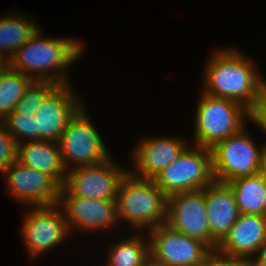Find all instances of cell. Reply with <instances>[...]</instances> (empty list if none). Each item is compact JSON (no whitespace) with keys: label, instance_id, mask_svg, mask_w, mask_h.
Segmentation results:
<instances>
[{"label":"cell","instance_id":"1","mask_svg":"<svg viewBox=\"0 0 266 266\" xmlns=\"http://www.w3.org/2000/svg\"><path fill=\"white\" fill-rule=\"evenodd\" d=\"M211 57L205 69L203 92L240 103L252 112L266 90V80L254 69L255 64L235 47L217 49Z\"/></svg>","mask_w":266,"mask_h":266},{"label":"cell","instance_id":"2","mask_svg":"<svg viewBox=\"0 0 266 266\" xmlns=\"http://www.w3.org/2000/svg\"><path fill=\"white\" fill-rule=\"evenodd\" d=\"M39 30L18 49L7 64L33 81L69 84L67 68L80 58L83 44L71 37L43 38Z\"/></svg>","mask_w":266,"mask_h":266},{"label":"cell","instance_id":"3","mask_svg":"<svg viewBox=\"0 0 266 266\" xmlns=\"http://www.w3.org/2000/svg\"><path fill=\"white\" fill-rule=\"evenodd\" d=\"M167 199L153 179L137 178L128 172L117 193V219L138 229L166 224Z\"/></svg>","mask_w":266,"mask_h":266},{"label":"cell","instance_id":"4","mask_svg":"<svg viewBox=\"0 0 266 266\" xmlns=\"http://www.w3.org/2000/svg\"><path fill=\"white\" fill-rule=\"evenodd\" d=\"M198 102L193 142L212 148L217 142L240 132L251 112L235 101L210 96L203 92Z\"/></svg>","mask_w":266,"mask_h":266},{"label":"cell","instance_id":"5","mask_svg":"<svg viewBox=\"0 0 266 266\" xmlns=\"http://www.w3.org/2000/svg\"><path fill=\"white\" fill-rule=\"evenodd\" d=\"M153 180L167 196L205 188L214 181L211 148L187 147Z\"/></svg>","mask_w":266,"mask_h":266},{"label":"cell","instance_id":"6","mask_svg":"<svg viewBox=\"0 0 266 266\" xmlns=\"http://www.w3.org/2000/svg\"><path fill=\"white\" fill-rule=\"evenodd\" d=\"M58 144L67 170L98 164L111 157L84 106L69 121Z\"/></svg>","mask_w":266,"mask_h":266},{"label":"cell","instance_id":"7","mask_svg":"<svg viewBox=\"0 0 266 266\" xmlns=\"http://www.w3.org/2000/svg\"><path fill=\"white\" fill-rule=\"evenodd\" d=\"M245 128L211 148L214 181L228 183L258 173L261 148L256 146Z\"/></svg>","mask_w":266,"mask_h":266},{"label":"cell","instance_id":"8","mask_svg":"<svg viewBox=\"0 0 266 266\" xmlns=\"http://www.w3.org/2000/svg\"><path fill=\"white\" fill-rule=\"evenodd\" d=\"M128 172L109 157L98 164L70 168L63 187L77 197L116 201L121 180Z\"/></svg>","mask_w":266,"mask_h":266},{"label":"cell","instance_id":"9","mask_svg":"<svg viewBox=\"0 0 266 266\" xmlns=\"http://www.w3.org/2000/svg\"><path fill=\"white\" fill-rule=\"evenodd\" d=\"M25 216L22 235L31 258L63 243L70 230L58 204L32 207Z\"/></svg>","mask_w":266,"mask_h":266},{"label":"cell","instance_id":"10","mask_svg":"<svg viewBox=\"0 0 266 266\" xmlns=\"http://www.w3.org/2000/svg\"><path fill=\"white\" fill-rule=\"evenodd\" d=\"M148 230L150 255L168 266H198L211 251L204 242L177 232L167 224Z\"/></svg>","mask_w":266,"mask_h":266},{"label":"cell","instance_id":"11","mask_svg":"<svg viewBox=\"0 0 266 266\" xmlns=\"http://www.w3.org/2000/svg\"><path fill=\"white\" fill-rule=\"evenodd\" d=\"M204 188L168 196L166 224L173 230L204 242L211 249Z\"/></svg>","mask_w":266,"mask_h":266},{"label":"cell","instance_id":"12","mask_svg":"<svg viewBox=\"0 0 266 266\" xmlns=\"http://www.w3.org/2000/svg\"><path fill=\"white\" fill-rule=\"evenodd\" d=\"M3 174L7 188L14 199L27 206H51L57 204L61 186L50 176L38 170L14 162Z\"/></svg>","mask_w":266,"mask_h":266},{"label":"cell","instance_id":"13","mask_svg":"<svg viewBox=\"0 0 266 266\" xmlns=\"http://www.w3.org/2000/svg\"><path fill=\"white\" fill-rule=\"evenodd\" d=\"M57 204L63 210L70 232L75 228L95 232L102 228L114 227L115 223L119 222L116 201L113 200L77 197L62 186Z\"/></svg>","mask_w":266,"mask_h":266},{"label":"cell","instance_id":"14","mask_svg":"<svg viewBox=\"0 0 266 266\" xmlns=\"http://www.w3.org/2000/svg\"><path fill=\"white\" fill-rule=\"evenodd\" d=\"M71 86L58 85L34 113L37 140L58 142L69 121L83 107Z\"/></svg>","mask_w":266,"mask_h":266},{"label":"cell","instance_id":"15","mask_svg":"<svg viewBox=\"0 0 266 266\" xmlns=\"http://www.w3.org/2000/svg\"><path fill=\"white\" fill-rule=\"evenodd\" d=\"M265 244L266 216L240 214L217 250L249 264Z\"/></svg>","mask_w":266,"mask_h":266},{"label":"cell","instance_id":"16","mask_svg":"<svg viewBox=\"0 0 266 266\" xmlns=\"http://www.w3.org/2000/svg\"><path fill=\"white\" fill-rule=\"evenodd\" d=\"M184 142L178 137L141 138L132 158L136 169L129 172L137 178L154 179L184 152L188 147Z\"/></svg>","mask_w":266,"mask_h":266},{"label":"cell","instance_id":"17","mask_svg":"<svg viewBox=\"0 0 266 266\" xmlns=\"http://www.w3.org/2000/svg\"><path fill=\"white\" fill-rule=\"evenodd\" d=\"M208 225L211 234V250L228 234L240 215L233 191L227 183L213 181L204 188Z\"/></svg>","mask_w":266,"mask_h":266},{"label":"cell","instance_id":"18","mask_svg":"<svg viewBox=\"0 0 266 266\" xmlns=\"http://www.w3.org/2000/svg\"><path fill=\"white\" fill-rule=\"evenodd\" d=\"M17 161L45 173L61 187L67 176L58 142L47 140L25 141L17 144Z\"/></svg>","mask_w":266,"mask_h":266},{"label":"cell","instance_id":"19","mask_svg":"<svg viewBox=\"0 0 266 266\" xmlns=\"http://www.w3.org/2000/svg\"><path fill=\"white\" fill-rule=\"evenodd\" d=\"M234 193L240 214L266 216V179L259 173L227 183Z\"/></svg>","mask_w":266,"mask_h":266},{"label":"cell","instance_id":"20","mask_svg":"<svg viewBox=\"0 0 266 266\" xmlns=\"http://www.w3.org/2000/svg\"><path fill=\"white\" fill-rule=\"evenodd\" d=\"M14 15L0 17V61L3 64H7L39 29L34 21L26 19L28 17Z\"/></svg>","mask_w":266,"mask_h":266},{"label":"cell","instance_id":"21","mask_svg":"<svg viewBox=\"0 0 266 266\" xmlns=\"http://www.w3.org/2000/svg\"><path fill=\"white\" fill-rule=\"evenodd\" d=\"M33 82L8 64L0 67V122L13 112L15 105Z\"/></svg>","mask_w":266,"mask_h":266},{"label":"cell","instance_id":"22","mask_svg":"<svg viewBox=\"0 0 266 266\" xmlns=\"http://www.w3.org/2000/svg\"><path fill=\"white\" fill-rule=\"evenodd\" d=\"M111 247L106 266H143L150 255L149 240L146 243L139 235L117 242Z\"/></svg>","mask_w":266,"mask_h":266},{"label":"cell","instance_id":"23","mask_svg":"<svg viewBox=\"0 0 266 266\" xmlns=\"http://www.w3.org/2000/svg\"><path fill=\"white\" fill-rule=\"evenodd\" d=\"M2 123L9 134L16 140L17 144L21 143V140L24 142L25 140H37L36 117L32 113L21 114L13 111L2 120Z\"/></svg>","mask_w":266,"mask_h":266},{"label":"cell","instance_id":"24","mask_svg":"<svg viewBox=\"0 0 266 266\" xmlns=\"http://www.w3.org/2000/svg\"><path fill=\"white\" fill-rule=\"evenodd\" d=\"M56 83L34 81L14 107L15 113L34 114L39 105L57 87Z\"/></svg>","mask_w":266,"mask_h":266},{"label":"cell","instance_id":"25","mask_svg":"<svg viewBox=\"0 0 266 266\" xmlns=\"http://www.w3.org/2000/svg\"><path fill=\"white\" fill-rule=\"evenodd\" d=\"M17 161V142L0 122V172L3 173Z\"/></svg>","mask_w":266,"mask_h":266},{"label":"cell","instance_id":"26","mask_svg":"<svg viewBox=\"0 0 266 266\" xmlns=\"http://www.w3.org/2000/svg\"><path fill=\"white\" fill-rule=\"evenodd\" d=\"M237 258L220 253L217 249L211 250L198 266H246Z\"/></svg>","mask_w":266,"mask_h":266},{"label":"cell","instance_id":"27","mask_svg":"<svg viewBox=\"0 0 266 266\" xmlns=\"http://www.w3.org/2000/svg\"><path fill=\"white\" fill-rule=\"evenodd\" d=\"M258 127H261L266 134V90L262 93L255 108L251 112V118Z\"/></svg>","mask_w":266,"mask_h":266},{"label":"cell","instance_id":"28","mask_svg":"<svg viewBox=\"0 0 266 266\" xmlns=\"http://www.w3.org/2000/svg\"><path fill=\"white\" fill-rule=\"evenodd\" d=\"M250 266H266V244L259 250L258 255L249 263Z\"/></svg>","mask_w":266,"mask_h":266},{"label":"cell","instance_id":"29","mask_svg":"<svg viewBox=\"0 0 266 266\" xmlns=\"http://www.w3.org/2000/svg\"><path fill=\"white\" fill-rule=\"evenodd\" d=\"M258 173L266 179V143L261 146Z\"/></svg>","mask_w":266,"mask_h":266},{"label":"cell","instance_id":"30","mask_svg":"<svg viewBox=\"0 0 266 266\" xmlns=\"http://www.w3.org/2000/svg\"><path fill=\"white\" fill-rule=\"evenodd\" d=\"M143 266H168L165 263L158 261L156 259H154L151 255H149L145 261Z\"/></svg>","mask_w":266,"mask_h":266}]
</instances>
